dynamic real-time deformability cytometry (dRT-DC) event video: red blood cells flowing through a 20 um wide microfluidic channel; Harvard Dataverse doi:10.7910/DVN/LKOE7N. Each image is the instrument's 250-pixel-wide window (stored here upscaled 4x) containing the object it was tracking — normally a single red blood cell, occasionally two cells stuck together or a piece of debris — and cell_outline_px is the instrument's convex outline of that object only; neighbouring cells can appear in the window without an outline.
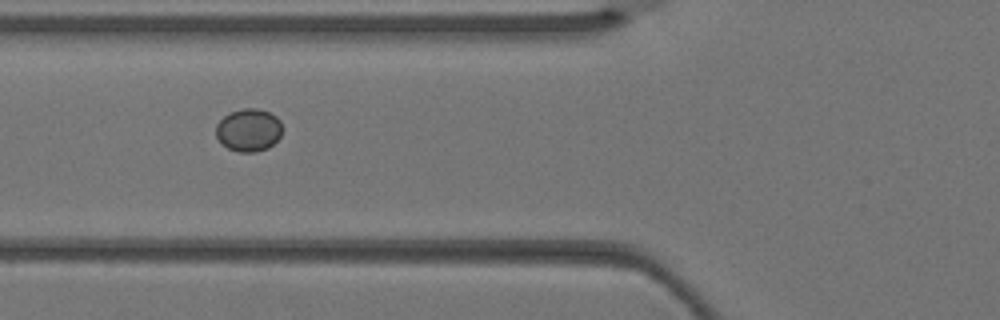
{"species": "Egyptian fruit bat (a non-hibernating species)", "species_latin": "Rousettus aegyptiacus", "temperature_condition": "warm", "stored_images_in_passage": 4, "camera_frame_rate_fps": 3000, "um_per_image_px": 0.085, "animal": {"sex": "female"}, "frame": {"image": 1, "passage_image": 3, "time_ms": 0.667, "image_size_px": [1000, 320], "cell_outline_px": [[280, 136], [268, 148], [256, 152], [240, 152], [228, 148], [216, 136], [216, 124], [224, 116], [232, 112], [244, 108], [260, 108], [276, 116], [280, 120]], "centroid_in_image_um": [21.13, 11.05], "position_along_channel_um": 104.7, "area_um2": 16.3}}
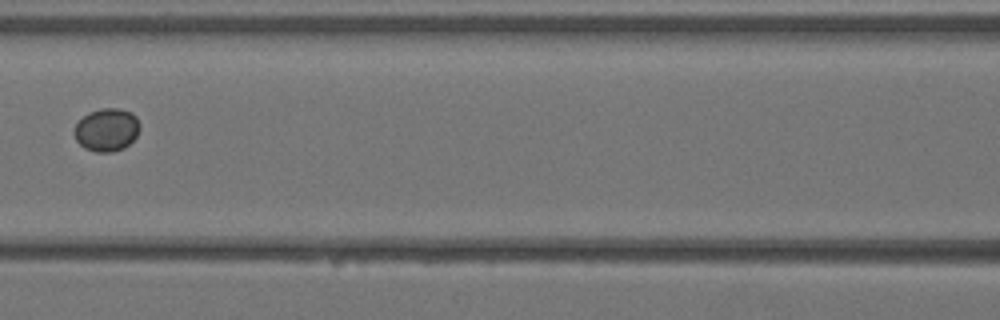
{"frame": {"image": 2, "passage_image": 4, "time_ms": 1.0, "image_size_px": [1000, 320], "cell_outline_px": [[140, 128], [136, 136], [124, 148], [112, 152], [96, 152], [84, 148], [76, 140], [72, 132], [72, 128], [88, 112], [100, 108], [120, 108], [132, 112], [136, 116], [140, 124]], "centroid_in_image_um": [9.05, 11.02], "position_along_channel_um": 157.5, "area_um2": 16.65}}